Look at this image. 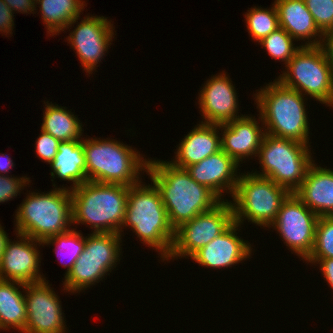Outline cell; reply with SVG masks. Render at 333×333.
<instances>
[{
  "instance_id": "obj_9",
  "label": "cell",
  "mask_w": 333,
  "mask_h": 333,
  "mask_svg": "<svg viewBox=\"0 0 333 333\" xmlns=\"http://www.w3.org/2000/svg\"><path fill=\"white\" fill-rule=\"evenodd\" d=\"M277 80L333 108V72L321 46H301Z\"/></svg>"
},
{
  "instance_id": "obj_17",
  "label": "cell",
  "mask_w": 333,
  "mask_h": 333,
  "mask_svg": "<svg viewBox=\"0 0 333 333\" xmlns=\"http://www.w3.org/2000/svg\"><path fill=\"white\" fill-rule=\"evenodd\" d=\"M240 227V224L233 222L223 233L197 251L191 259L202 267L213 270L232 267L248 259L253 248L248 241L237 236L236 231H239Z\"/></svg>"
},
{
  "instance_id": "obj_15",
  "label": "cell",
  "mask_w": 333,
  "mask_h": 333,
  "mask_svg": "<svg viewBox=\"0 0 333 333\" xmlns=\"http://www.w3.org/2000/svg\"><path fill=\"white\" fill-rule=\"evenodd\" d=\"M18 239L7 242L0 261V279L24 284L46 280L40 272V250L42 242L16 233ZM40 272V273H39Z\"/></svg>"
},
{
  "instance_id": "obj_5",
  "label": "cell",
  "mask_w": 333,
  "mask_h": 333,
  "mask_svg": "<svg viewBox=\"0 0 333 333\" xmlns=\"http://www.w3.org/2000/svg\"><path fill=\"white\" fill-rule=\"evenodd\" d=\"M15 231L37 241L69 231L72 225V197L67 187L45 193L29 192L15 212Z\"/></svg>"
},
{
  "instance_id": "obj_29",
  "label": "cell",
  "mask_w": 333,
  "mask_h": 333,
  "mask_svg": "<svg viewBox=\"0 0 333 333\" xmlns=\"http://www.w3.org/2000/svg\"><path fill=\"white\" fill-rule=\"evenodd\" d=\"M294 40L283 28L279 27L259 43L274 60H280L286 65L302 46L295 47Z\"/></svg>"
},
{
  "instance_id": "obj_23",
  "label": "cell",
  "mask_w": 333,
  "mask_h": 333,
  "mask_svg": "<svg viewBox=\"0 0 333 333\" xmlns=\"http://www.w3.org/2000/svg\"><path fill=\"white\" fill-rule=\"evenodd\" d=\"M51 178H60L73 183L68 187L72 190L87 182L86 159L82 141H63L59 143L57 154L50 163ZM57 175V176H55Z\"/></svg>"
},
{
  "instance_id": "obj_25",
  "label": "cell",
  "mask_w": 333,
  "mask_h": 333,
  "mask_svg": "<svg viewBox=\"0 0 333 333\" xmlns=\"http://www.w3.org/2000/svg\"><path fill=\"white\" fill-rule=\"evenodd\" d=\"M40 8V14L47 33L59 35L61 31L69 29L78 22L80 14L87 4L83 0H38L35 2Z\"/></svg>"
},
{
  "instance_id": "obj_11",
  "label": "cell",
  "mask_w": 333,
  "mask_h": 333,
  "mask_svg": "<svg viewBox=\"0 0 333 333\" xmlns=\"http://www.w3.org/2000/svg\"><path fill=\"white\" fill-rule=\"evenodd\" d=\"M234 222L230 200H222L211 210L198 214L174 230V240L166 261L192 257Z\"/></svg>"
},
{
  "instance_id": "obj_24",
  "label": "cell",
  "mask_w": 333,
  "mask_h": 333,
  "mask_svg": "<svg viewBox=\"0 0 333 333\" xmlns=\"http://www.w3.org/2000/svg\"><path fill=\"white\" fill-rule=\"evenodd\" d=\"M19 288H22L19 290ZM25 284L0 279V330L13 328L22 333L26 326Z\"/></svg>"
},
{
  "instance_id": "obj_3",
  "label": "cell",
  "mask_w": 333,
  "mask_h": 333,
  "mask_svg": "<svg viewBox=\"0 0 333 333\" xmlns=\"http://www.w3.org/2000/svg\"><path fill=\"white\" fill-rule=\"evenodd\" d=\"M256 91L253 97L265 133L310 145L306 98L277 79Z\"/></svg>"
},
{
  "instance_id": "obj_21",
  "label": "cell",
  "mask_w": 333,
  "mask_h": 333,
  "mask_svg": "<svg viewBox=\"0 0 333 333\" xmlns=\"http://www.w3.org/2000/svg\"><path fill=\"white\" fill-rule=\"evenodd\" d=\"M296 196L319 217L333 216V170L312 163Z\"/></svg>"
},
{
  "instance_id": "obj_27",
  "label": "cell",
  "mask_w": 333,
  "mask_h": 333,
  "mask_svg": "<svg viewBox=\"0 0 333 333\" xmlns=\"http://www.w3.org/2000/svg\"><path fill=\"white\" fill-rule=\"evenodd\" d=\"M85 243L86 237H84L81 232L76 231V228H73L65 233L48 238L42 242V246L44 247V245L47 246L51 244L52 246L55 245L54 253L57 254L58 259L62 256L70 258L68 259V264L61 263L63 267L67 268L66 275L72 269L78 257L82 254ZM60 259L62 260L63 258Z\"/></svg>"
},
{
  "instance_id": "obj_31",
  "label": "cell",
  "mask_w": 333,
  "mask_h": 333,
  "mask_svg": "<svg viewBox=\"0 0 333 333\" xmlns=\"http://www.w3.org/2000/svg\"><path fill=\"white\" fill-rule=\"evenodd\" d=\"M304 2L323 34L333 29V0H304Z\"/></svg>"
},
{
  "instance_id": "obj_18",
  "label": "cell",
  "mask_w": 333,
  "mask_h": 333,
  "mask_svg": "<svg viewBox=\"0 0 333 333\" xmlns=\"http://www.w3.org/2000/svg\"><path fill=\"white\" fill-rule=\"evenodd\" d=\"M221 131V150L230 156L238 165L243 159L257 157L265 128L255 116L243 115L224 124H219Z\"/></svg>"
},
{
  "instance_id": "obj_6",
  "label": "cell",
  "mask_w": 333,
  "mask_h": 333,
  "mask_svg": "<svg viewBox=\"0 0 333 333\" xmlns=\"http://www.w3.org/2000/svg\"><path fill=\"white\" fill-rule=\"evenodd\" d=\"M82 144L88 181L133 186L146 172L149 158L118 140L88 137Z\"/></svg>"
},
{
  "instance_id": "obj_20",
  "label": "cell",
  "mask_w": 333,
  "mask_h": 333,
  "mask_svg": "<svg viewBox=\"0 0 333 333\" xmlns=\"http://www.w3.org/2000/svg\"><path fill=\"white\" fill-rule=\"evenodd\" d=\"M175 152V158L170 161L177 167L187 168L221 150L219 124H197L185 135Z\"/></svg>"
},
{
  "instance_id": "obj_35",
  "label": "cell",
  "mask_w": 333,
  "mask_h": 333,
  "mask_svg": "<svg viewBox=\"0 0 333 333\" xmlns=\"http://www.w3.org/2000/svg\"><path fill=\"white\" fill-rule=\"evenodd\" d=\"M305 262L312 263V264H319L321 274L323 275L324 279L330 286V288L333 289V258H327V259H306Z\"/></svg>"
},
{
  "instance_id": "obj_33",
  "label": "cell",
  "mask_w": 333,
  "mask_h": 333,
  "mask_svg": "<svg viewBox=\"0 0 333 333\" xmlns=\"http://www.w3.org/2000/svg\"><path fill=\"white\" fill-rule=\"evenodd\" d=\"M40 131V135L35 141L36 155H38V158L41 160H44V162L50 164L57 154L60 141L55 139L51 134L42 130Z\"/></svg>"
},
{
  "instance_id": "obj_16",
  "label": "cell",
  "mask_w": 333,
  "mask_h": 333,
  "mask_svg": "<svg viewBox=\"0 0 333 333\" xmlns=\"http://www.w3.org/2000/svg\"><path fill=\"white\" fill-rule=\"evenodd\" d=\"M201 87L198 104L206 124H224L243 115H238V95L232 80L225 71L211 76ZM238 115V116H237Z\"/></svg>"
},
{
  "instance_id": "obj_37",
  "label": "cell",
  "mask_w": 333,
  "mask_h": 333,
  "mask_svg": "<svg viewBox=\"0 0 333 333\" xmlns=\"http://www.w3.org/2000/svg\"><path fill=\"white\" fill-rule=\"evenodd\" d=\"M320 46L323 49L327 61L330 64V67L332 68L333 72V29L326 31L323 34Z\"/></svg>"
},
{
  "instance_id": "obj_32",
  "label": "cell",
  "mask_w": 333,
  "mask_h": 333,
  "mask_svg": "<svg viewBox=\"0 0 333 333\" xmlns=\"http://www.w3.org/2000/svg\"><path fill=\"white\" fill-rule=\"evenodd\" d=\"M31 182L29 177H12L8 174L0 175V203L7 202L17 197L27 184Z\"/></svg>"
},
{
  "instance_id": "obj_39",
  "label": "cell",
  "mask_w": 333,
  "mask_h": 333,
  "mask_svg": "<svg viewBox=\"0 0 333 333\" xmlns=\"http://www.w3.org/2000/svg\"><path fill=\"white\" fill-rule=\"evenodd\" d=\"M8 234L4 231V228L0 224V261L2 259L3 251L7 245V242L10 240Z\"/></svg>"
},
{
  "instance_id": "obj_4",
  "label": "cell",
  "mask_w": 333,
  "mask_h": 333,
  "mask_svg": "<svg viewBox=\"0 0 333 333\" xmlns=\"http://www.w3.org/2000/svg\"><path fill=\"white\" fill-rule=\"evenodd\" d=\"M129 186L87 181L71 190L72 225L84 223L94 233L119 234Z\"/></svg>"
},
{
  "instance_id": "obj_10",
  "label": "cell",
  "mask_w": 333,
  "mask_h": 333,
  "mask_svg": "<svg viewBox=\"0 0 333 333\" xmlns=\"http://www.w3.org/2000/svg\"><path fill=\"white\" fill-rule=\"evenodd\" d=\"M121 238L116 233L88 234L82 254L64 276L63 290L73 294L80 293L109 275L120 261Z\"/></svg>"
},
{
  "instance_id": "obj_2",
  "label": "cell",
  "mask_w": 333,
  "mask_h": 333,
  "mask_svg": "<svg viewBox=\"0 0 333 333\" xmlns=\"http://www.w3.org/2000/svg\"><path fill=\"white\" fill-rule=\"evenodd\" d=\"M124 227L131 228L141 243L159 252L163 262L169 256L174 229L169 223L161 194L154 183L146 185L140 181L129 186L124 221L119 233L121 236Z\"/></svg>"
},
{
  "instance_id": "obj_19",
  "label": "cell",
  "mask_w": 333,
  "mask_h": 333,
  "mask_svg": "<svg viewBox=\"0 0 333 333\" xmlns=\"http://www.w3.org/2000/svg\"><path fill=\"white\" fill-rule=\"evenodd\" d=\"M238 165L223 150L210 155L199 163L186 168L191 178L197 183L207 186L221 200H224L222 193H228L232 197L238 178ZM238 169V170H237ZM226 190V191H225Z\"/></svg>"
},
{
  "instance_id": "obj_8",
  "label": "cell",
  "mask_w": 333,
  "mask_h": 333,
  "mask_svg": "<svg viewBox=\"0 0 333 333\" xmlns=\"http://www.w3.org/2000/svg\"><path fill=\"white\" fill-rule=\"evenodd\" d=\"M291 193L271 179L252 172L241 173L230 201L234 222L243 225L247 219L262 228H270L277 213Z\"/></svg>"
},
{
  "instance_id": "obj_28",
  "label": "cell",
  "mask_w": 333,
  "mask_h": 333,
  "mask_svg": "<svg viewBox=\"0 0 333 333\" xmlns=\"http://www.w3.org/2000/svg\"><path fill=\"white\" fill-rule=\"evenodd\" d=\"M245 18L249 35L258 43L280 27L275 3L268 9L252 7L245 13Z\"/></svg>"
},
{
  "instance_id": "obj_30",
  "label": "cell",
  "mask_w": 333,
  "mask_h": 333,
  "mask_svg": "<svg viewBox=\"0 0 333 333\" xmlns=\"http://www.w3.org/2000/svg\"><path fill=\"white\" fill-rule=\"evenodd\" d=\"M333 258V216L319 217L313 250L307 259Z\"/></svg>"
},
{
  "instance_id": "obj_34",
  "label": "cell",
  "mask_w": 333,
  "mask_h": 333,
  "mask_svg": "<svg viewBox=\"0 0 333 333\" xmlns=\"http://www.w3.org/2000/svg\"><path fill=\"white\" fill-rule=\"evenodd\" d=\"M14 12L7 6V4L0 0V32L6 33L4 35H12L14 26Z\"/></svg>"
},
{
  "instance_id": "obj_36",
  "label": "cell",
  "mask_w": 333,
  "mask_h": 333,
  "mask_svg": "<svg viewBox=\"0 0 333 333\" xmlns=\"http://www.w3.org/2000/svg\"><path fill=\"white\" fill-rule=\"evenodd\" d=\"M7 6L13 11H17L18 13H34L36 9V3L34 0H3Z\"/></svg>"
},
{
  "instance_id": "obj_7",
  "label": "cell",
  "mask_w": 333,
  "mask_h": 333,
  "mask_svg": "<svg viewBox=\"0 0 333 333\" xmlns=\"http://www.w3.org/2000/svg\"><path fill=\"white\" fill-rule=\"evenodd\" d=\"M309 147L296 140L265 133L257 156L262 172L252 170V173L271 179L290 193H295L309 166L315 162Z\"/></svg>"
},
{
  "instance_id": "obj_22",
  "label": "cell",
  "mask_w": 333,
  "mask_h": 333,
  "mask_svg": "<svg viewBox=\"0 0 333 333\" xmlns=\"http://www.w3.org/2000/svg\"><path fill=\"white\" fill-rule=\"evenodd\" d=\"M279 26L295 41H305L302 46H319L323 33L317 27L304 0H275ZM308 40V41H307Z\"/></svg>"
},
{
  "instance_id": "obj_12",
  "label": "cell",
  "mask_w": 333,
  "mask_h": 333,
  "mask_svg": "<svg viewBox=\"0 0 333 333\" xmlns=\"http://www.w3.org/2000/svg\"><path fill=\"white\" fill-rule=\"evenodd\" d=\"M318 218L319 216L311 211L295 193H291L282 203L270 227L278 231L277 234L279 233L291 253H295L305 261L313 250Z\"/></svg>"
},
{
  "instance_id": "obj_38",
  "label": "cell",
  "mask_w": 333,
  "mask_h": 333,
  "mask_svg": "<svg viewBox=\"0 0 333 333\" xmlns=\"http://www.w3.org/2000/svg\"><path fill=\"white\" fill-rule=\"evenodd\" d=\"M12 158L5 153H0V175L4 176V173H8L10 169L14 167Z\"/></svg>"
},
{
  "instance_id": "obj_26",
  "label": "cell",
  "mask_w": 333,
  "mask_h": 333,
  "mask_svg": "<svg viewBox=\"0 0 333 333\" xmlns=\"http://www.w3.org/2000/svg\"><path fill=\"white\" fill-rule=\"evenodd\" d=\"M45 110L43 111V122L41 130L51 134L60 142L63 141H82L83 132L82 122L66 107L58 104L45 102ZM82 136V137H81Z\"/></svg>"
},
{
  "instance_id": "obj_14",
  "label": "cell",
  "mask_w": 333,
  "mask_h": 333,
  "mask_svg": "<svg viewBox=\"0 0 333 333\" xmlns=\"http://www.w3.org/2000/svg\"><path fill=\"white\" fill-rule=\"evenodd\" d=\"M25 284L27 320L22 333H66L61 300L49 281Z\"/></svg>"
},
{
  "instance_id": "obj_13",
  "label": "cell",
  "mask_w": 333,
  "mask_h": 333,
  "mask_svg": "<svg viewBox=\"0 0 333 333\" xmlns=\"http://www.w3.org/2000/svg\"><path fill=\"white\" fill-rule=\"evenodd\" d=\"M114 24L104 16H90L89 14L67 36V43L71 44L86 73L92 75L99 67L108 47L114 38ZM100 60V61H99Z\"/></svg>"
},
{
  "instance_id": "obj_1",
  "label": "cell",
  "mask_w": 333,
  "mask_h": 333,
  "mask_svg": "<svg viewBox=\"0 0 333 333\" xmlns=\"http://www.w3.org/2000/svg\"><path fill=\"white\" fill-rule=\"evenodd\" d=\"M146 174L159 189L174 230L222 201L207 186L193 180L185 168L170 161L148 160Z\"/></svg>"
}]
</instances>
